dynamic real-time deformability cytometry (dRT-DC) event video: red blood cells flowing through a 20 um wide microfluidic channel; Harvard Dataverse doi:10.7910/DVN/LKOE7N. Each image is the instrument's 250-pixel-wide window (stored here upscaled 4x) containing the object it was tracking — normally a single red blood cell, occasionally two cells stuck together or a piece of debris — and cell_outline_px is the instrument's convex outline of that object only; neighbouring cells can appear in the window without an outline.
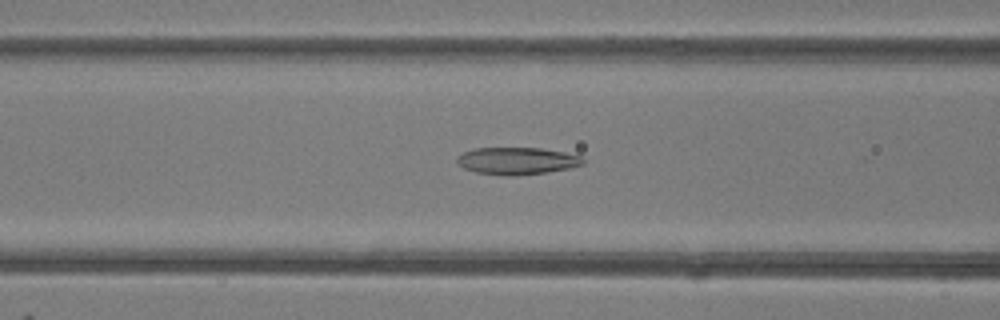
{"species": "common noctule bat (a hibernating species)", "species_latin": "Nyctalus noctula", "temperature_condition": "room temperature", "stored_images_in_passage": 49, "camera_frame_rate_fps": 3000, "um_per_image_px": 0.085, "animal": {"sex": "female"}, "frame": {"image": 1, "passage_image": 20, "time_ms": 6.333, "image_size_px": [1000, 320], "cell_outline_px": [[584, 164], [568, 168], [544, 172], [516, 176], [504, 176], [476, 172], [464, 168], [456, 164], [456, 156], [464, 152], [476, 148], [540, 148], [564, 152], [580, 156], [584, 160]], "centroid_in_image_um": [43.89, 13.68], "position_along_channel_um": 122.7, "area_um2": 19.94}}
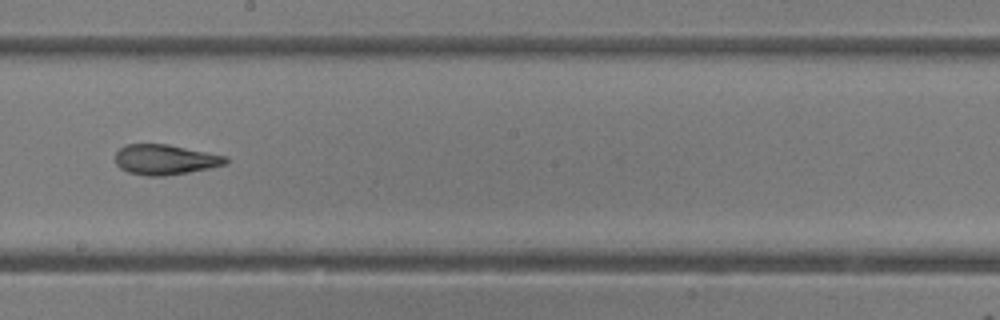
{"frame": {"image": 2, "passage_image": 28, "time_ms": 9.0, "image_size_px": [1000, 320], "cell_outline_px": [[228, 164], [188, 172], [164, 176], [148, 176], [128, 172], [120, 168], [116, 164], [116, 152], [124, 144], [168, 144], [228, 156]], "centroid_in_image_um": [14.04, 13.56], "position_along_channel_um": 234.2, "area_um2": 19.48}}
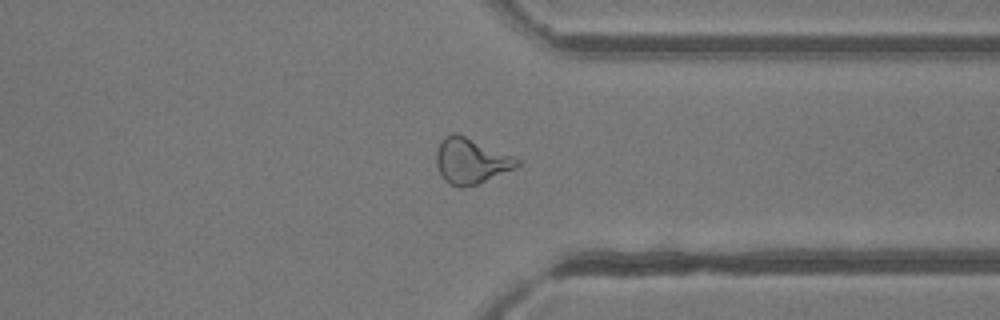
{"frame": {"image": 3, "passage_image": 38, "time_ms": 12.333, "image_size_px": [1000, 320], "cell_outline_px": [[520, 164], [516, 168], [476, 184], [460, 188], [448, 184], [440, 176], [436, 164], [436, 152], [440, 140], [444, 136], [452, 132], [456, 132], [516, 156], [520, 160]], "centroid_in_image_um": [40.02, 13.66], "position_along_channel_um": 371.4, "area_um2": 21.85}, "authors_computed_cell_mechanics": {"area_um2": 21.9062, "velocity_mm_per_s": 4.1698, "shape_relaxation_time_tau1_ms": null, "shape_relaxation_time_tau2_ms": 2.5441, "deformation_change_tau1": null, "deformation_change_tau2": 0.1197}}